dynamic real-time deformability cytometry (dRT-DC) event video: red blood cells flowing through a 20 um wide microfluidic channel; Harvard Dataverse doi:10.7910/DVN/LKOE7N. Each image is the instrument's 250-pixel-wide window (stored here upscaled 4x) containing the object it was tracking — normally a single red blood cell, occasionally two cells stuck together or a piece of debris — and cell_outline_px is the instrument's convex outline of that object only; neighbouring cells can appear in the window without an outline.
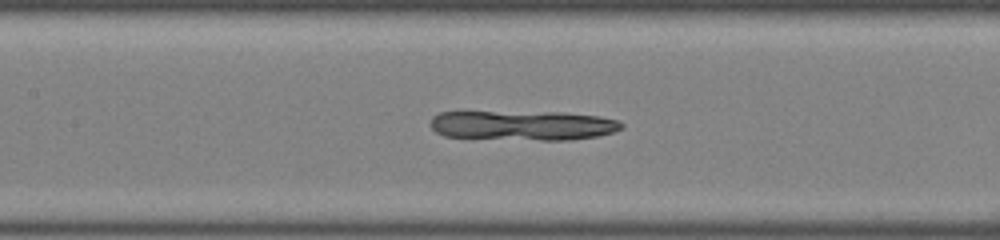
{"species": "common noctule bat (a hibernating species)", "species_latin": "Nyctalus noctula", "temperature_condition": "room temperature", "stored_images_in_passage": 45, "camera_frame_rate_fps": 3000, "um_per_image_px": 0.085, "animal": {"sex": "female", "body_mass_g": 22.0, "forearm_length_mm": 56.7}, "frame": {"image": 1, "passage_image": 19, "time_ms": 6.0, "image_size_px": [1000, 240], "cell_outline_px": [[624, 128], [612, 132], [596, 136], [572, 140], [540, 140], [444, 136], [436, 132], [428, 124], [432, 116], [440, 112], [564, 112], [600, 116], [620, 120], [624, 124]], "centroid_in_image_um": [44.47, 10.65], "position_along_channel_um": 162.9, "area_um2": 33.29}}